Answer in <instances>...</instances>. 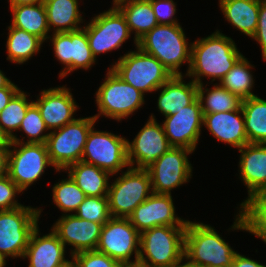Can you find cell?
<instances>
[{"label": "cell", "mask_w": 266, "mask_h": 267, "mask_svg": "<svg viewBox=\"0 0 266 267\" xmlns=\"http://www.w3.org/2000/svg\"><path fill=\"white\" fill-rule=\"evenodd\" d=\"M172 267H190V266H189V265L186 263V261H185V263L182 262V264L179 263V264H177V265H175V266H172Z\"/></svg>", "instance_id": "816d5d0a"}, {"label": "cell", "mask_w": 266, "mask_h": 267, "mask_svg": "<svg viewBox=\"0 0 266 267\" xmlns=\"http://www.w3.org/2000/svg\"><path fill=\"white\" fill-rule=\"evenodd\" d=\"M114 6L125 17L130 32H135L134 43L158 25L149 0H116Z\"/></svg>", "instance_id": "d4e9b609"}, {"label": "cell", "mask_w": 266, "mask_h": 267, "mask_svg": "<svg viewBox=\"0 0 266 267\" xmlns=\"http://www.w3.org/2000/svg\"><path fill=\"white\" fill-rule=\"evenodd\" d=\"M19 90L20 88L13 82L8 87L0 88V112Z\"/></svg>", "instance_id": "7bdbcfd3"}, {"label": "cell", "mask_w": 266, "mask_h": 267, "mask_svg": "<svg viewBox=\"0 0 266 267\" xmlns=\"http://www.w3.org/2000/svg\"><path fill=\"white\" fill-rule=\"evenodd\" d=\"M65 246L51 229L47 235L39 237V227L33 230L23 259L29 260L28 267H57L65 259Z\"/></svg>", "instance_id": "603a6c76"}, {"label": "cell", "mask_w": 266, "mask_h": 267, "mask_svg": "<svg viewBox=\"0 0 266 267\" xmlns=\"http://www.w3.org/2000/svg\"><path fill=\"white\" fill-rule=\"evenodd\" d=\"M67 176L68 178L62 179L52 188L53 202L65 214L75 212L86 197L74 180Z\"/></svg>", "instance_id": "d590c367"}, {"label": "cell", "mask_w": 266, "mask_h": 267, "mask_svg": "<svg viewBox=\"0 0 266 267\" xmlns=\"http://www.w3.org/2000/svg\"><path fill=\"white\" fill-rule=\"evenodd\" d=\"M41 210L23 205L0 211V253L4 257L23 258Z\"/></svg>", "instance_id": "9c48e42d"}, {"label": "cell", "mask_w": 266, "mask_h": 267, "mask_svg": "<svg viewBox=\"0 0 266 267\" xmlns=\"http://www.w3.org/2000/svg\"><path fill=\"white\" fill-rule=\"evenodd\" d=\"M74 215L78 218L104 225L111 218L108 196H86Z\"/></svg>", "instance_id": "8d00e7d4"}, {"label": "cell", "mask_w": 266, "mask_h": 267, "mask_svg": "<svg viewBox=\"0 0 266 267\" xmlns=\"http://www.w3.org/2000/svg\"><path fill=\"white\" fill-rule=\"evenodd\" d=\"M193 151L183 147H171L147 169L152 192L170 194L171 190L189 182L192 166L187 155Z\"/></svg>", "instance_id": "5bb4252c"}, {"label": "cell", "mask_w": 266, "mask_h": 267, "mask_svg": "<svg viewBox=\"0 0 266 267\" xmlns=\"http://www.w3.org/2000/svg\"><path fill=\"white\" fill-rule=\"evenodd\" d=\"M172 199L170 194L152 193L128 217L131 224L139 233L158 226H186L187 220L176 215Z\"/></svg>", "instance_id": "ac0fdd59"}, {"label": "cell", "mask_w": 266, "mask_h": 267, "mask_svg": "<svg viewBox=\"0 0 266 267\" xmlns=\"http://www.w3.org/2000/svg\"><path fill=\"white\" fill-rule=\"evenodd\" d=\"M203 126L218 141L227 143L234 148L240 149L249 144L242 107L233 111L203 114Z\"/></svg>", "instance_id": "7402d4cb"}, {"label": "cell", "mask_w": 266, "mask_h": 267, "mask_svg": "<svg viewBox=\"0 0 266 267\" xmlns=\"http://www.w3.org/2000/svg\"><path fill=\"white\" fill-rule=\"evenodd\" d=\"M9 144H0V177L7 174Z\"/></svg>", "instance_id": "f6af8a7d"}, {"label": "cell", "mask_w": 266, "mask_h": 267, "mask_svg": "<svg viewBox=\"0 0 266 267\" xmlns=\"http://www.w3.org/2000/svg\"><path fill=\"white\" fill-rule=\"evenodd\" d=\"M252 68L245 56H242L219 84L232 94L237 95L241 100L256 96L252 93L255 83L252 71H250Z\"/></svg>", "instance_id": "836d02e7"}, {"label": "cell", "mask_w": 266, "mask_h": 267, "mask_svg": "<svg viewBox=\"0 0 266 267\" xmlns=\"http://www.w3.org/2000/svg\"><path fill=\"white\" fill-rule=\"evenodd\" d=\"M79 267H124L116 260L97 250H90L73 255Z\"/></svg>", "instance_id": "f35d334b"}, {"label": "cell", "mask_w": 266, "mask_h": 267, "mask_svg": "<svg viewBox=\"0 0 266 267\" xmlns=\"http://www.w3.org/2000/svg\"><path fill=\"white\" fill-rule=\"evenodd\" d=\"M96 121L94 116L77 118L49 132L45 144L50 162L57 172L81 161L88 134Z\"/></svg>", "instance_id": "8992f818"}, {"label": "cell", "mask_w": 266, "mask_h": 267, "mask_svg": "<svg viewBox=\"0 0 266 267\" xmlns=\"http://www.w3.org/2000/svg\"><path fill=\"white\" fill-rule=\"evenodd\" d=\"M19 130L26 133L28 138L26 143H46L49 133L43 134V132L49 129L46 127L40 110L34 102L28 107Z\"/></svg>", "instance_id": "74e56055"}, {"label": "cell", "mask_w": 266, "mask_h": 267, "mask_svg": "<svg viewBox=\"0 0 266 267\" xmlns=\"http://www.w3.org/2000/svg\"><path fill=\"white\" fill-rule=\"evenodd\" d=\"M143 52L154 56L172 75H183L179 71L182 64L191 62V46L179 24H158L137 45Z\"/></svg>", "instance_id": "3957f363"}, {"label": "cell", "mask_w": 266, "mask_h": 267, "mask_svg": "<svg viewBox=\"0 0 266 267\" xmlns=\"http://www.w3.org/2000/svg\"><path fill=\"white\" fill-rule=\"evenodd\" d=\"M47 12V23L49 30L56 32H70L82 28L83 23L81 12L78 7V0H44Z\"/></svg>", "instance_id": "83f0119b"}, {"label": "cell", "mask_w": 266, "mask_h": 267, "mask_svg": "<svg viewBox=\"0 0 266 267\" xmlns=\"http://www.w3.org/2000/svg\"><path fill=\"white\" fill-rule=\"evenodd\" d=\"M144 95L140 90L120 79L115 72L109 68L104 82L96 91V104L98 118L105 117L121 121L132 115L144 104Z\"/></svg>", "instance_id": "ba28073f"}, {"label": "cell", "mask_w": 266, "mask_h": 267, "mask_svg": "<svg viewBox=\"0 0 266 267\" xmlns=\"http://www.w3.org/2000/svg\"><path fill=\"white\" fill-rule=\"evenodd\" d=\"M191 44V62L185 76L192 77L197 85L202 84V77L221 81L243 56L235 42L219 30Z\"/></svg>", "instance_id": "6da1fadb"}, {"label": "cell", "mask_w": 266, "mask_h": 267, "mask_svg": "<svg viewBox=\"0 0 266 267\" xmlns=\"http://www.w3.org/2000/svg\"><path fill=\"white\" fill-rule=\"evenodd\" d=\"M65 170L86 196H107L110 173L82 160L69 165Z\"/></svg>", "instance_id": "4316f807"}, {"label": "cell", "mask_w": 266, "mask_h": 267, "mask_svg": "<svg viewBox=\"0 0 266 267\" xmlns=\"http://www.w3.org/2000/svg\"><path fill=\"white\" fill-rule=\"evenodd\" d=\"M0 144H10V140L6 138V136L2 133L0 129Z\"/></svg>", "instance_id": "681fc988"}, {"label": "cell", "mask_w": 266, "mask_h": 267, "mask_svg": "<svg viewBox=\"0 0 266 267\" xmlns=\"http://www.w3.org/2000/svg\"><path fill=\"white\" fill-rule=\"evenodd\" d=\"M81 160L113 176L129 166L127 139L111 132L94 131L93 127L88 134Z\"/></svg>", "instance_id": "7c38bea8"}, {"label": "cell", "mask_w": 266, "mask_h": 267, "mask_svg": "<svg viewBox=\"0 0 266 267\" xmlns=\"http://www.w3.org/2000/svg\"><path fill=\"white\" fill-rule=\"evenodd\" d=\"M12 26L39 37L43 42L50 35L47 12L43 2L11 7Z\"/></svg>", "instance_id": "f1b7e54d"}, {"label": "cell", "mask_w": 266, "mask_h": 267, "mask_svg": "<svg viewBox=\"0 0 266 267\" xmlns=\"http://www.w3.org/2000/svg\"><path fill=\"white\" fill-rule=\"evenodd\" d=\"M152 193L148 170L128 166L109 186L107 196L111 217L128 218Z\"/></svg>", "instance_id": "30bf717a"}, {"label": "cell", "mask_w": 266, "mask_h": 267, "mask_svg": "<svg viewBox=\"0 0 266 267\" xmlns=\"http://www.w3.org/2000/svg\"><path fill=\"white\" fill-rule=\"evenodd\" d=\"M22 140L16 136L10 140L7 175L24 191L42 176L46 167L53 165L45 143H26L24 137Z\"/></svg>", "instance_id": "52a82bcc"}, {"label": "cell", "mask_w": 266, "mask_h": 267, "mask_svg": "<svg viewBox=\"0 0 266 267\" xmlns=\"http://www.w3.org/2000/svg\"><path fill=\"white\" fill-rule=\"evenodd\" d=\"M203 86V83L198 85V99L203 114L233 111L241 107L242 100L220 84H214L211 89Z\"/></svg>", "instance_id": "d6a6232c"}, {"label": "cell", "mask_w": 266, "mask_h": 267, "mask_svg": "<svg viewBox=\"0 0 266 267\" xmlns=\"http://www.w3.org/2000/svg\"><path fill=\"white\" fill-rule=\"evenodd\" d=\"M234 230H245L266 243V195L247 202L236 215Z\"/></svg>", "instance_id": "f546056e"}, {"label": "cell", "mask_w": 266, "mask_h": 267, "mask_svg": "<svg viewBox=\"0 0 266 267\" xmlns=\"http://www.w3.org/2000/svg\"><path fill=\"white\" fill-rule=\"evenodd\" d=\"M110 68L120 79L143 94L158 91L173 76L160 61L138 46L136 51H128Z\"/></svg>", "instance_id": "5b68a950"}, {"label": "cell", "mask_w": 266, "mask_h": 267, "mask_svg": "<svg viewBox=\"0 0 266 267\" xmlns=\"http://www.w3.org/2000/svg\"><path fill=\"white\" fill-rule=\"evenodd\" d=\"M6 257H4L1 253H0V267H5L6 265Z\"/></svg>", "instance_id": "f907efd6"}, {"label": "cell", "mask_w": 266, "mask_h": 267, "mask_svg": "<svg viewBox=\"0 0 266 267\" xmlns=\"http://www.w3.org/2000/svg\"><path fill=\"white\" fill-rule=\"evenodd\" d=\"M158 24H179L174 18L176 14V3L173 0H149Z\"/></svg>", "instance_id": "60d3db41"}, {"label": "cell", "mask_w": 266, "mask_h": 267, "mask_svg": "<svg viewBox=\"0 0 266 267\" xmlns=\"http://www.w3.org/2000/svg\"><path fill=\"white\" fill-rule=\"evenodd\" d=\"M225 19L249 37L255 35L258 24L259 0H219Z\"/></svg>", "instance_id": "484cf974"}, {"label": "cell", "mask_w": 266, "mask_h": 267, "mask_svg": "<svg viewBox=\"0 0 266 267\" xmlns=\"http://www.w3.org/2000/svg\"><path fill=\"white\" fill-rule=\"evenodd\" d=\"M249 143L266 144V100L256 96L241 103Z\"/></svg>", "instance_id": "4dcf8cb0"}, {"label": "cell", "mask_w": 266, "mask_h": 267, "mask_svg": "<svg viewBox=\"0 0 266 267\" xmlns=\"http://www.w3.org/2000/svg\"><path fill=\"white\" fill-rule=\"evenodd\" d=\"M170 145L162 124L151 114L144 127L132 142L127 140V161L129 167L147 170L158 158L167 152ZM136 164V166H134Z\"/></svg>", "instance_id": "9a60e30c"}, {"label": "cell", "mask_w": 266, "mask_h": 267, "mask_svg": "<svg viewBox=\"0 0 266 267\" xmlns=\"http://www.w3.org/2000/svg\"><path fill=\"white\" fill-rule=\"evenodd\" d=\"M39 96L34 103L39 108L42 119L50 131L62 128L76 119L73 114L79 106L70 89L65 86L44 89Z\"/></svg>", "instance_id": "ffe728a7"}, {"label": "cell", "mask_w": 266, "mask_h": 267, "mask_svg": "<svg viewBox=\"0 0 266 267\" xmlns=\"http://www.w3.org/2000/svg\"><path fill=\"white\" fill-rule=\"evenodd\" d=\"M72 261L71 260H65L63 263L58 265L57 267H79L78 263L76 261V258L72 255Z\"/></svg>", "instance_id": "7dc6e473"}, {"label": "cell", "mask_w": 266, "mask_h": 267, "mask_svg": "<svg viewBox=\"0 0 266 267\" xmlns=\"http://www.w3.org/2000/svg\"><path fill=\"white\" fill-rule=\"evenodd\" d=\"M23 191L6 174L0 177V211L11 210L23 206L16 201V194Z\"/></svg>", "instance_id": "ab89813d"}, {"label": "cell", "mask_w": 266, "mask_h": 267, "mask_svg": "<svg viewBox=\"0 0 266 267\" xmlns=\"http://www.w3.org/2000/svg\"><path fill=\"white\" fill-rule=\"evenodd\" d=\"M140 233L129 218L111 217L101 229L97 251L108 255L124 267H137ZM135 254V261H130Z\"/></svg>", "instance_id": "8fae6325"}, {"label": "cell", "mask_w": 266, "mask_h": 267, "mask_svg": "<svg viewBox=\"0 0 266 267\" xmlns=\"http://www.w3.org/2000/svg\"><path fill=\"white\" fill-rule=\"evenodd\" d=\"M12 82L0 70V88L8 87Z\"/></svg>", "instance_id": "c3c4849f"}, {"label": "cell", "mask_w": 266, "mask_h": 267, "mask_svg": "<svg viewBox=\"0 0 266 267\" xmlns=\"http://www.w3.org/2000/svg\"><path fill=\"white\" fill-rule=\"evenodd\" d=\"M185 230L186 226H158L140 233L137 267H172L182 263Z\"/></svg>", "instance_id": "277c9868"}, {"label": "cell", "mask_w": 266, "mask_h": 267, "mask_svg": "<svg viewBox=\"0 0 266 267\" xmlns=\"http://www.w3.org/2000/svg\"><path fill=\"white\" fill-rule=\"evenodd\" d=\"M82 27L86 31L95 59L101 53L119 49L131 36L125 17L115 6L93 17L86 26Z\"/></svg>", "instance_id": "4fadbf2b"}, {"label": "cell", "mask_w": 266, "mask_h": 267, "mask_svg": "<svg viewBox=\"0 0 266 267\" xmlns=\"http://www.w3.org/2000/svg\"><path fill=\"white\" fill-rule=\"evenodd\" d=\"M260 44L262 57L266 61V4L259 1L258 24L255 35L251 38Z\"/></svg>", "instance_id": "b9f144b4"}, {"label": "cell", "mask_w": 266, "mask_h": 267, "mask_svg": "<svg viewBox=\"0 0 266 267\" xmlns=\"http://www.w3.org/2000/svg\"><path fill=\"white\" fill-rule=\"evenodd\" d=\"M27 96L20 89L0 112V129L8 140L15 136L13 131L19 130L28 107L34 102H28Z\"/></svg>", "instance_id": "e575fe53"}, {"label": "cell", "mask_w": 266, "mask_h": 267, "mask_svg": "<svg viewBox=\"0 0 266 267\" xmlns=\"http://www.w3.org/2000/svg\"><path fill=\"white\" fill-rule=\"evenodd\" d=\"M230 267H266L255 260H252L244 255L236 253Z\"/></svg>", "instance_id": "ee69618b"}, {"label": "cell", "mask_w": 266, "mask_h": 267, "mask_svg": "<svg viewBox=\"0 0 266 267\" xmlns=\"http://www.w3.org/2000/svg\"><path fill=\"white\" fill-rule=\"evenodd\" d=\"M236 253L213 227L187 220L184 260L190 267H230Z\"/></svg>", "instance_id": "7a4b0ae2"}, {"label": "cell", "mask_w": 266, "mask_h": 267, "mask_svg": "<svg viewBox=\"0 0 266 267\" xmlns=\"http://www.w3.org/2000/svg\"><path fill=\"white\" fill-rule=\"evenodd\" d=\"M9 33L6 41L7 60L22 64L38 54L43 41L25 30L18 29L12 25L8 26Z\"/></svg>", "instance_id": "1f68e13d"}, {"label": "cell", "mask_w": 266, "mask_h": 267, "mask_svg": "<svg viewBox=\"0 0 266 267\" xmlns=\"http://www.w3.org/2000/svg\"><path fill=\"white\" fill-rule=\"evenodd\" d=\"M259 1L266 4V0H259Z\"/></svg>", "instance_id": "f5cc1de1"}, {"label": "cell", "mask_w": 266, "mask_h": 267, "mask_svg": "<svg viewBox=\"0 0 266 267\" xmlns=\"http://www.w3.org/2000/svg\"><path fill=\"white\" fill-rule=\"evenodd\" d=\"M203 126V112L197 98L177 113L166 116L162 124L172 147H183L194 152Z\"/></svg>", "instance_id": "e0dca14e"}, {"label": "cell", "mask_w": 266, "mask_h": 267, "mask_svg": "<svg viewBox=\"0 0 266 267\" xmlns=\"http://www.w3.org/2000/svg\"><path fill=\"white\" fill-rule=\"evenodd\" d=\"M44 0H9L10 8L16 7L19 5H26V4H38L43 2Z\"/></svg>", "instance_id": "bcb514c9"}, {"label": "cell", "mask_w": 266, "mask_h": 267, "mask_svg": "<svg viewBox=\"0 0 266 267\" xmlns=\"http://www.w3.org/2000/svg\"><path fill=\"white\" fill-rule=\"evenodd\" d=\"M239 152V175L248 188V197L240 204L242 208L253 198L266 195V144L249 143Z\"/></svg>", "instance_id": "44dd1931"}, {"label": "cell", "mask_w": 266, "mask_h": 267, "mask_svg": "<svg viewBox=\"0 0 266 267\" xmlns=\"http://www.w3.org/2000/svg\"><path fill=\"white\" fill-rule=\"evenodd\" d=\"M102 224L78 218L74 214H63L52 230L57 234L64 246L70 245L71 256L80 252L96 250L102 229Z\"/></svg>", "instance_id": "d6986e66"}, {"label": "cell", "mask_w": 266, "mask_h": 267, "mask_svg": "<svg viewBox=\"0 0 266 267\" xmlns=\"http://www.w3.org/2000/svg\"><path fill=\"white\" fill-rule=\"evenodd\" d=\"M182 75H173L158 90L157 107L166 117L192 104L198 98V85L190 80L186 83Z\"/></svg>", "instance_id": "cb8c5ba5"}, {"label": "cell", "mask_w": 266, "mask_h": 267, "mask_svg": "<svg viewBox=\"0 0 266 267\" xmlns=\"http://www.w3.org/2000/svg\"><path fill=\"white\" fill-rule=\"evenodd\" d=\"M49 36L52 41L54 53L59 62L65 67L59 73L60 78L77 70H88L95 64L89 41L84 28L70 32H56Z\"/></svg>", "instance_id": "2e32d148"}]
</instances>
